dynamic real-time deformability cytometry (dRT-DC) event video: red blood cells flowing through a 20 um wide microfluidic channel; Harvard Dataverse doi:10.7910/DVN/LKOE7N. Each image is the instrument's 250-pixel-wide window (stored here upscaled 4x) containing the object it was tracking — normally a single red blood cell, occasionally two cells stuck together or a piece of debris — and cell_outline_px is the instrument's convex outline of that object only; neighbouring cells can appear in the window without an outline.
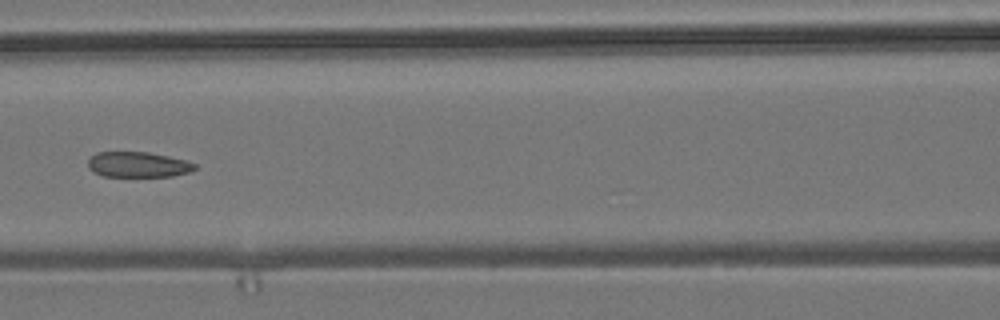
{"species": "common noctule bat (a hibernating species)", "species_latin": "Nyctalus noctula", "temperature_condition": "room temperature", "stored_images_in_passage": 7, "camera_frame_rate_fps": 3000, "um_per_image_px": 0.085, "animal": {"sex": "male", "body_mass_g": 19.2, "forearm_length_mm": 51.8}, "frame": {"image": 1, "passage_image": 7, "time_ms": 2.0, "image_size_px": [1000, 320], "cell_outline_px": [[196, 168], [192, 172], [172, 176], [104, 176], [92, 172], [88, 168], [88, 156], [96, 152], [148, 152], [168, 156], [184, 160], [196, 164]], "centroid_in_image_um": [11.7, 13.99], "position_along_channel_um": 154.9, "area_um2": 15.95}}